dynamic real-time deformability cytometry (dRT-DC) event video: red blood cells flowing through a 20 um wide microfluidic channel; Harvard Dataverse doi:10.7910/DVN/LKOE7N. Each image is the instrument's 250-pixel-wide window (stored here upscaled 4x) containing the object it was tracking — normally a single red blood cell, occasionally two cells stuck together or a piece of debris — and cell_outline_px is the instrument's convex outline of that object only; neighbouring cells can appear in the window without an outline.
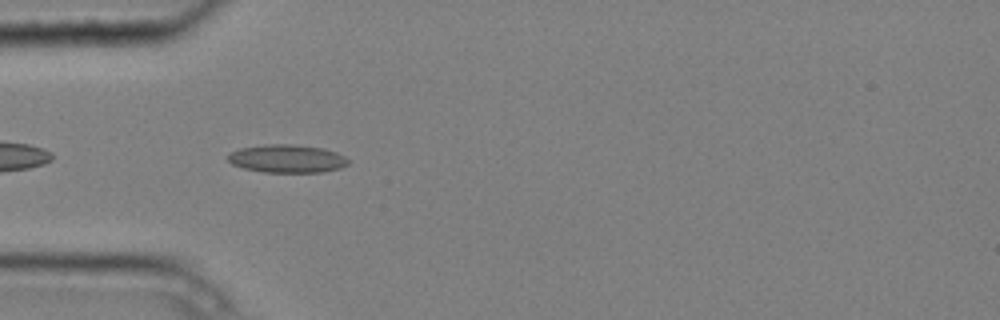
{"species": "common noctule bat (a hibernating species)", "species_latin": "Nyctalus noctula", "temperature_condition": "cold", "stored_images_in_passage": 5, "camera_frame_rate_fps": 3000, "um_per_image_px": 0.085, "animal": {"sex": "male", "body_mass_g": 20.4}, "frame": {"image": 1, "passage_image": 4, "time_ms": 1.0, "image_size_px": [1000, 320], "cell_outline_px": [[348, 164], [340, 168], [320, 172], [264, 172], [244, 168], [232, 164], [228, 160], [228, 152], [240, 148], [264, 144], [292, 144], [324, 148], [336, 152], [344, 156], [348, 160]], "centroid_in_image_um": [24.38, 13.47], "position_along_channel_um": 60.6, "area_um2": 19.71}}
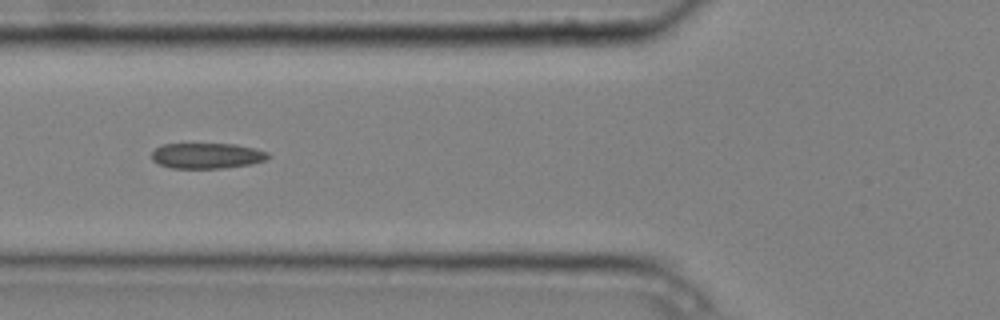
{"frame": {"image": 2, "passage_image": 5, "time_ms": 1.333, "image_size_px": [1000, 320], "cell_outline_px": [[272, 156], [268, 160], [252, 164], [224, 168], [172, 168], [160, 164], [152, 160], [152, 152], [160, 144], [236, 144], [268, 152]], "centroid_in_image_um": [17.63, 13.24], "position_along_channel_um": 108.2, "area_um2": 17.46}}